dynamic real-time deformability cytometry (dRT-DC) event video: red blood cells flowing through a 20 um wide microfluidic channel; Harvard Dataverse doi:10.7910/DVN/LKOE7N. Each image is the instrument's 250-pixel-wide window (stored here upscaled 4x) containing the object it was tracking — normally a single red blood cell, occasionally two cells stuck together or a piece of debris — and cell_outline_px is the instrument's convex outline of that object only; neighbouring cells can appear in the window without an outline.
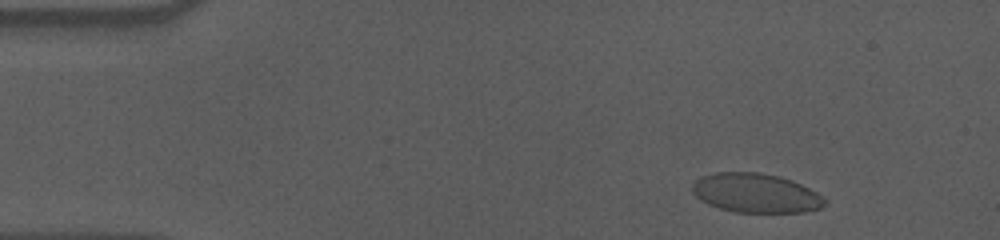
{"species": "human", "species_latin": "Homo sapiens", "temperature_condition": "cold", "stored_images_in_passage": 51, "camera_frame_rate_fps": 3000, "um_per_image_px": 0.085, "donor": {"sex": "male"}, "frame": {"image": 1, "passage_image": 1, "time_ms": 0.0, "image_size_px": [1000, 240], "cell_outline_px": [[824, 204], [820, 208], [804, 212], [732, 212], [708, 204], [700, 200], [692, 192], [692, 184], [700, 176], [716, 172], [756, 172], [780, 176], [792, 180], [824, 196]], "centroid_in_image_um": [64.21, 16.4], "position_along_channel_um": 20.8, "area_um2": 30.29}}
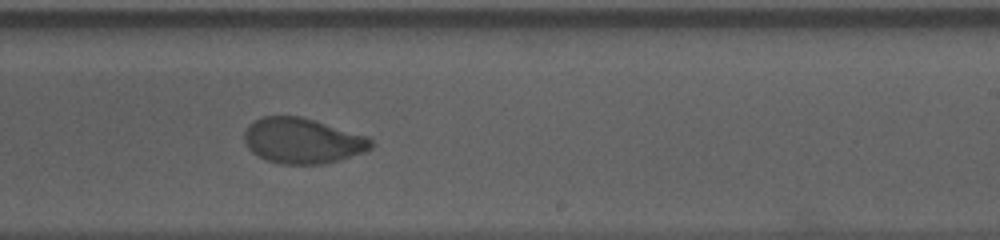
{"frame": {"image": 2, "passage_image": 29, "time_ms": 9.333, "image_size_px": [1000, 240], "cell_outline_px": [[376, 144], [372, 148], [364, 152], [340, 160], [324, 164], [280, 164], [264, 160], [252, 152], [244, 144], [244, 132], [248, 124], [264, 116], [300, 116], [368, 136]], "centroid_in_image_um": [25.71, 11.98], "position_along_channel_um": 263.3, "area_um2": 33.87}}
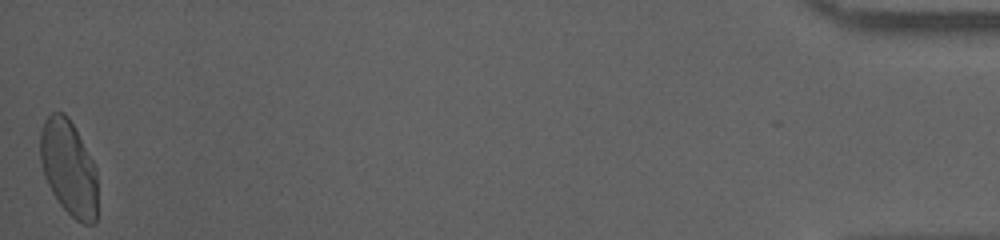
{"frame": {"image": 3, "passage_image": 51, "time_ms": 16.667, "image_size_px": [1000, 240], "cell_outline_px": [[96, 224], [84, 224], [76, 220], [60, 204], [52, 192], [44, 176], [40, 160], [40, 132], [44, 120], [52, 112], [64, 112], [68, 116], [92, 160], [96, 168]], "centroid_in_image_um": [5.82, 14.26], "position_along_channel_um": 429.4, "area_um2": 31.67}, "authors_computed_cell_mechanics": {"area_um2": 33.2928, "velocity_mm_per_s": 3.5675, "shape_relaxation_time_tau1_ms": 6.4261, "shape_relaxation_time_tau2_ms": 1.0327, "deformation_change_tau1": 0.1845, "deformation_change_tau2": 0.0555}}